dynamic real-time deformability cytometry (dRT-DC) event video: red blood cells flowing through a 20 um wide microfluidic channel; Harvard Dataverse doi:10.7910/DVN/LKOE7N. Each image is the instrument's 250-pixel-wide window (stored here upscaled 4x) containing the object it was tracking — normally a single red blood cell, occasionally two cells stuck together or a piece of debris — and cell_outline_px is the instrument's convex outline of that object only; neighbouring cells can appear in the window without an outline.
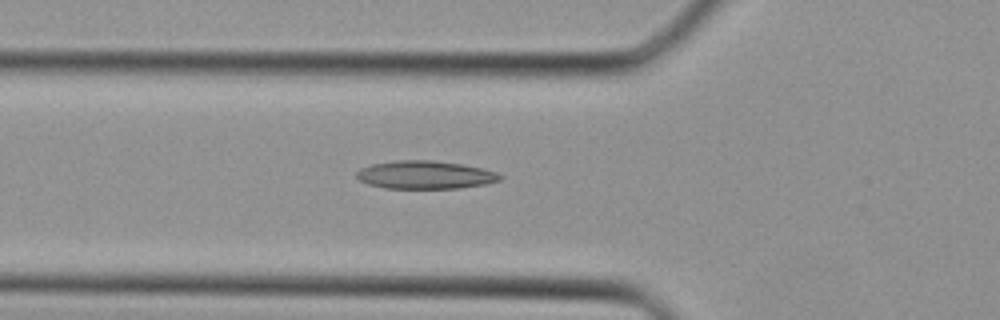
{"species": "Egyptian fruit bat (a non-hibernating species)", "species_latin": "Rousettus aegyptiacus", "temperature_condition": "cold", "stored_images_in_passage": 26, "camera_frame_rate_fps": 3000, "um_per_image_px": 0.085, "animal": {"sex": "female"}, "frame": {"image": 1, "passage_image": 3, "time_ms": 0.667, "image_size_px": [1000, 320], "cell_outline_px": [[504, 176], [500, 180], [484, 184], [460, 188], [384, 188], [368, 184], [360, 180], [356, 176], [356, 172], [360, 168], [372, 164], [396, 160], [432, 160], [460, 164], [484, 168], [496, 172]], "centroid_in_image_um": [36.14, 14.86], "position_along_channel_um": 89.7, "area_um2": 23.47}}
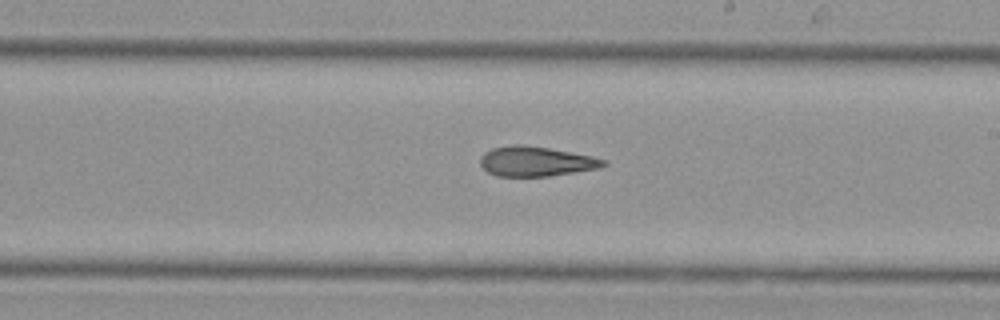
{"frame": {"image": 2, "passage_image": 12, "time_ms": 3.667, "image_size_px": [1000, 320], "cell_outline_px": [[608, 164], [600, 168], [548, 176], [496, 176], [488, 172], [480, 164], [480, 156], [484, 152], [492, 148], [516, 144], [524, 144], [548, 148], [592, 156], [604, 160]], "centroid_in_image_um": [45.53, 13.71], "position_along_channel_um": 243.5, "area_um2": 21.33}}
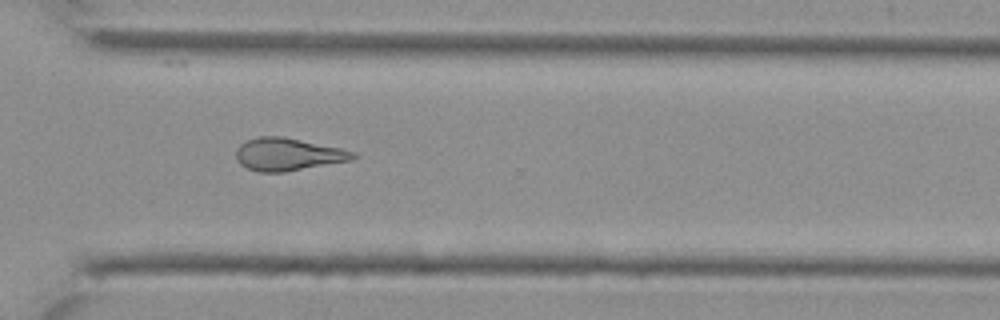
{"frame": {"image": 3, "passage_image": 18, "time_ms": 5.667, "image_size_px": [1000, 320], "cell_outline_px": [[356, 156], [352, 160], [284, 172], [256, 172], [240, 164], [236, 160], [236, 148], [244, 140], [256, 136], [284, 136], [340, 148], [356, 152]], "centroid_in_image_um": [24.43, 13.11], "position_along_channel_um": 346.2, "area_um2": 22.43}}